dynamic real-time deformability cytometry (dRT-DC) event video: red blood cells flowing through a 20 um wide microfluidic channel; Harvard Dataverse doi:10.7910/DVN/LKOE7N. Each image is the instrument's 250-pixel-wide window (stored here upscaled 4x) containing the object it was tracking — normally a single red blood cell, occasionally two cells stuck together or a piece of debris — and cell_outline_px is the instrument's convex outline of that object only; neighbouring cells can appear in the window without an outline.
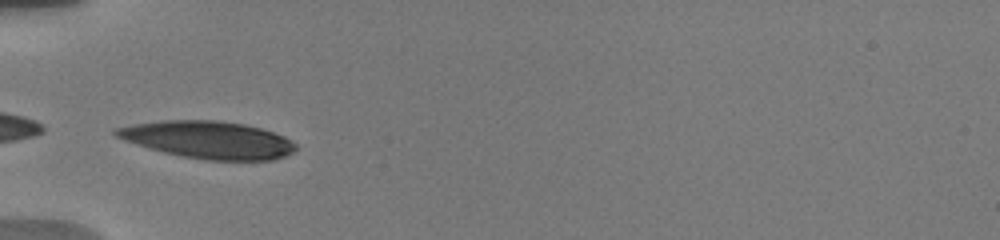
{"species": "human", "species_latin": "Homo sapiens", "temperature_condition": "warm", "stored_images_in_passage": 8, "camera_frame_rate_fps": 3000, "um_per_image_px": 0.085, "donor": {"sex": "male"}, "frame": {"image": 1, "passage_image": 1, "time_ms": 0.0, "image_size_px": [1000, 240], "cell_outline_px": [[296, 152], [272, 160], [208, 160], [184, 156], [164, 152], [136, 144], [124, 140], [116, 136], [112, 132], [112, 128], [160, 120], [216, 120], [244, 124], [260, 128], [284, 136], [292, 140], [296, 144]], "centroid_in_image_um": [17.71, 11.88], "position_along_channel_um": 67.3, "area_um2": 39.02}}
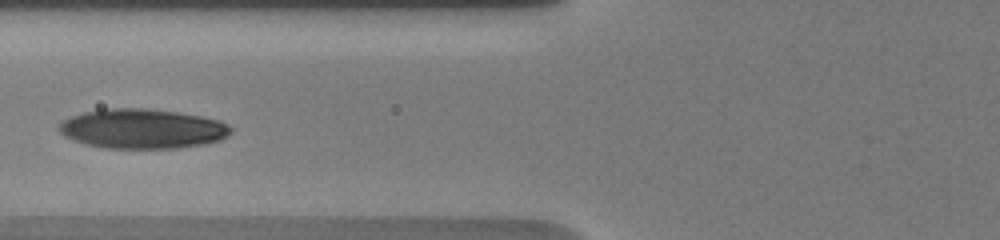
{"frame": {"image": 2, "passage_image": 4, "time_ms": 1.333, "image_size_px": [1000, 240], "cell_outline_px": [[232, 132], [228, 136], [220, 140], [204, 144], [176, 148], [108, 148], [88, 144], [64, 136], [56, 128], [64, 120], [72, 116], [84, 112], [104, 108], [148, 108], [176, 112], [200, 116], [220, 120], [228, 124], [232, 128]], "centroid_in_image_um": [12.13, 10.93], "position_along_channel_um": 113.7, "area_um2": 39.65}}
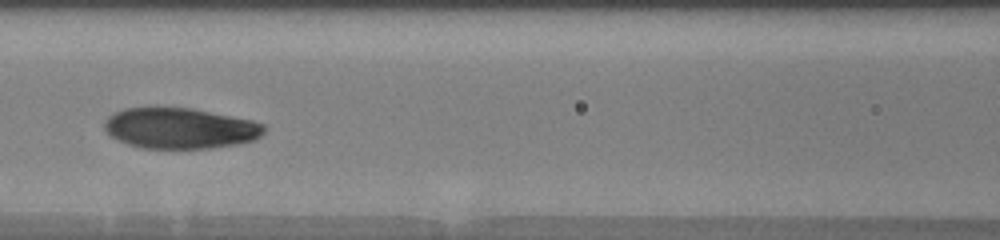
{"frame": {"image": 3, "passage_image": 6, "time_ms": 2.333, "image_size_px": [1000, 240], "cell_outline_px": [[264, 132], [256, 140], [236, 144], [212, 148], [140, 148], [128, 144], [108, 136], [104, 128], [104, 120], [108, 116], [124, 108], [152, 104], [156, 104], [192, 108], [252, 120], [264, 124]], "centroid_in_image_um": [15.23, 10.86], "position_along_channel_um": 151.4, "area_um2": 39.02}}